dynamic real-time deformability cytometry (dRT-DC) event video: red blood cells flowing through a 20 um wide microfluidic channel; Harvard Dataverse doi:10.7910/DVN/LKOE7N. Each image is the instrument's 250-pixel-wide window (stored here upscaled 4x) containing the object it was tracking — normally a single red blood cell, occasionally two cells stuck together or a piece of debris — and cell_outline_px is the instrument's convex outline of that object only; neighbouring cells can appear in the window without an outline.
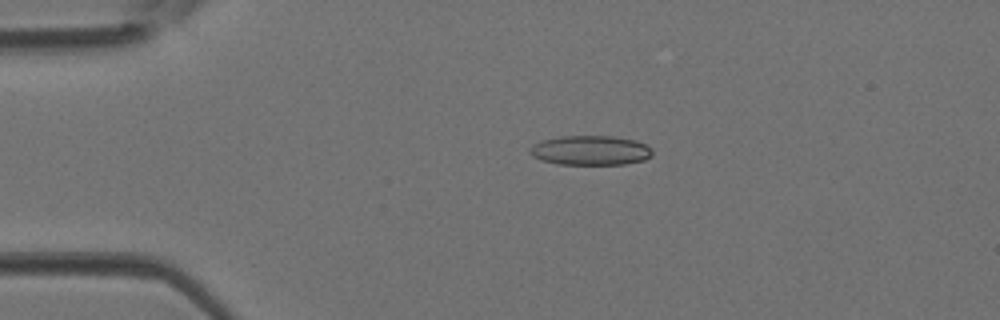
{"species": "Egyptian fruit bat (a non-hibernating species)", "species_latin": "Rousettus aegyptiacus", "temperature_condition": "room temperature", "stored_images_in_passage": 42, "camera_frame_rate_fps": 3000, "um_per_image_px": 0.085, "animal": {"sex": "female"}, "frame": {"image": 1, "passage_image": 9, "time_ms": 2.667, "image_size_px": [1000, 320], "cell_outline_px": [[652, 156], [644, 160], [624, 164], [556, 164], [540, 160], [532, 156], [528, 152], [528, 148], [532, 144], [540, 140], [560, 136], [612, 136], [636, 140], [652, 148]], "centroid_in_image_um": [50.14, 12.78], "position_along_channel_um": 34.9, "area_um2": 21.39}}
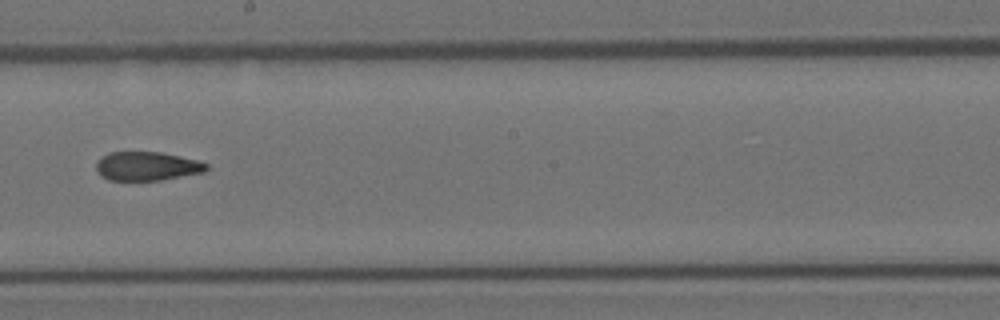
{"frame": {"image": 2, "passage_image": 24, "time_ms": 7.667, "image_size_px": [1000, 320], "cell_outline_px": [[208, 168], [204, 172], [160, 180], [108, 180], [100, 176], [96, 172], [96, 160], [100, 156], [108, 152], [160, 152], [180, 156], [196, 160], [208, 164]], "centroid_in_image_um": [12.43, 14.12], "position_along_channel_um": 235.8, "area_um2": 18.67}}
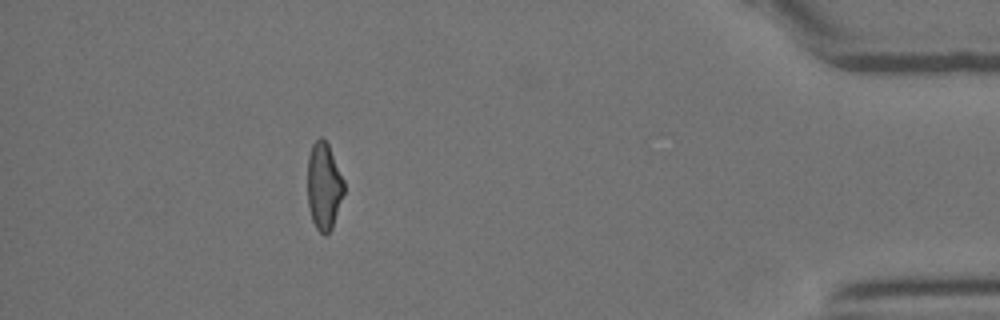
{"frame": {"image": 3, "passage_image": 38, "time_ms": 12.333, "image_size_px": [1000, 320], "cell_outline_px": [[344, 192], [332, 228], [324, 236], [316, 228], [312, 220], [308, 204], [308, 156], [312, 144], [320, 136], [328, 144], [344, 180]], "centroid_in_image_um": [27.53, 15.82], "position_along_channel_um": 407.7, "area_um2": 18.38}}